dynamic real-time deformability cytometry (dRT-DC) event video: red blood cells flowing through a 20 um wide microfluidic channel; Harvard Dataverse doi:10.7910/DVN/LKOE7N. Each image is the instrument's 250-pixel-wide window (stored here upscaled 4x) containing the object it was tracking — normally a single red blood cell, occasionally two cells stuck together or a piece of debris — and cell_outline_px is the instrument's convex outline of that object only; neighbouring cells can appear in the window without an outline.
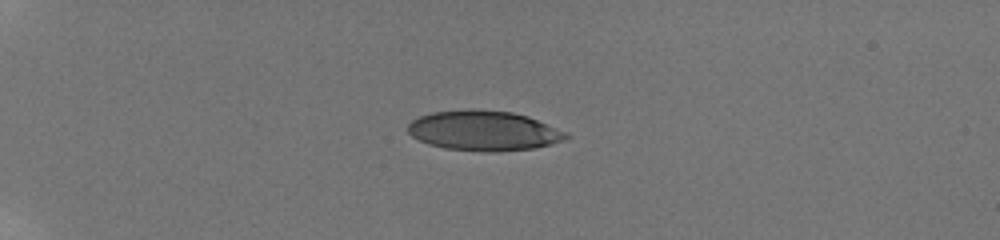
{"species": "human", "species_latin": "Homo sapiens", "temperature_condition": "room temperature", "stored_images_in_passage": 33, "camera_frame_rate_fps": 3000, "um_per_image_px": 0.085, "donor": {"sex": "male"}, "frame": {"image": 1, "passage_image": 1, "time_ms": 0.0, "image_size_px": [1000, 240], "cell_outline_px": [[572, 136], [564, 140], [552, 144], [532, 148], [496, 152], [484, 152], [444, 148], [428, 144], [412, 136], [408, 132], [408, 124], [412, 120], [420, 116], [432, 112], [468, 108], [476, 108], [512, 112], [528, 116], [568, 132]], "centroid_in_image_um": [41.14, 11.1], "position_along_channel_um": 43.9, "area_um2": 37.28}}
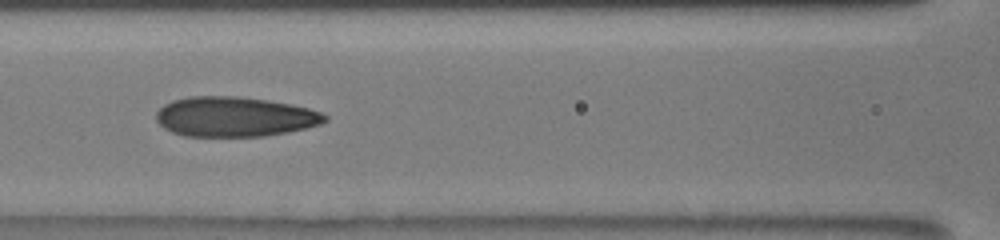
{"frame": {"image": 2, "passage_image": 16, "time_ms": 4.333, "image_size_px": [1000, 240], "cell_outline_px": [[328, 120], [320, 124], [308, 128], [288, 132], [264, 136], [184, 136], [172, 132], [164, 128], [156, 120], [156, 112], [164, 104], [172, 100], [188, 96], [240, 96], [268, 100], [292, 104], [308, 108], [320, 112], [328, 116]], "centroid_in_image_um": [19.95, 9.92], "position_along_channel_um": 146.7, "area_um2": 39.48}}
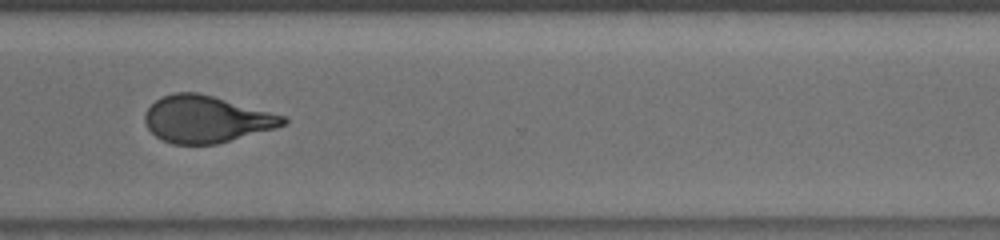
{"frame": {"image": 3, "passage_image": 32, "time_ms": 9.667, "image_size_px": [1000, 240], "cell_outline_px": [[288, 124], [276, 128], [216, 144], [172, 144], [156, 136], [148, 128], [144, 120], [144, 112], [160, 96], [176, 92], [196, 92], [212, 96], [288, 116]], "centroid_in_image_um": [17.56, 10.13], "position_along_channel_um": 353.0, "area_um2": 37.8}}